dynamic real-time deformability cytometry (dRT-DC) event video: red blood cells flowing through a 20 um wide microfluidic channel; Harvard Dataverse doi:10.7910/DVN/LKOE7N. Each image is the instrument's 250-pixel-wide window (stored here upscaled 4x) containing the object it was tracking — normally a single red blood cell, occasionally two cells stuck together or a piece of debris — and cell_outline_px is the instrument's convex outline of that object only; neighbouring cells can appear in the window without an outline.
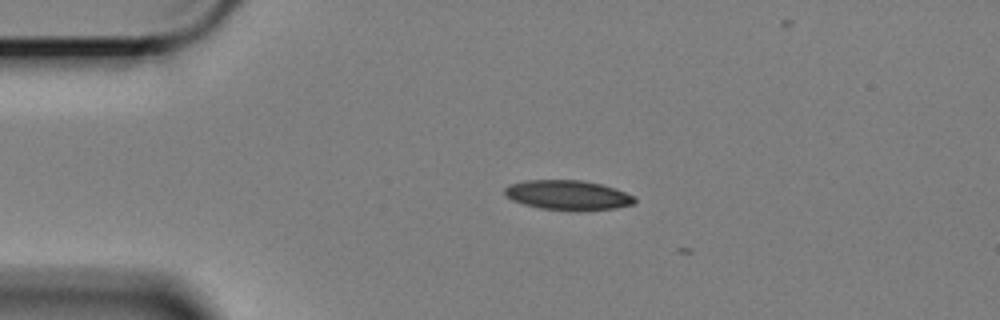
{"species": "Egyptian fruit bat (a non-hibernating species)", "species_latin": "Rousettus aegyptiacus", "temperature_condition": "cold", "stored_images_in_passage": 4, "camera_frame_rate_fps": 3000, "um_per_image_px": 0.085, "animal": {"sex": "female"}, "frame": {"image": 1, "passage_image": 3, "time_ms": 0.667, "image_size_px": [1000, 320], "cell_outline_px": [[636, 200], [632, 204], [616, 208], [540, 208], [524, 204], [512, 200], [504, 192], [504, 188], [508, 184], [524, 180], [584, 180], [616, 188], [636, 196]], "centroid_in_image_um": [48.25, 16.53], "position_along_channel_um": 36.8, "area_um2": 21.79}}